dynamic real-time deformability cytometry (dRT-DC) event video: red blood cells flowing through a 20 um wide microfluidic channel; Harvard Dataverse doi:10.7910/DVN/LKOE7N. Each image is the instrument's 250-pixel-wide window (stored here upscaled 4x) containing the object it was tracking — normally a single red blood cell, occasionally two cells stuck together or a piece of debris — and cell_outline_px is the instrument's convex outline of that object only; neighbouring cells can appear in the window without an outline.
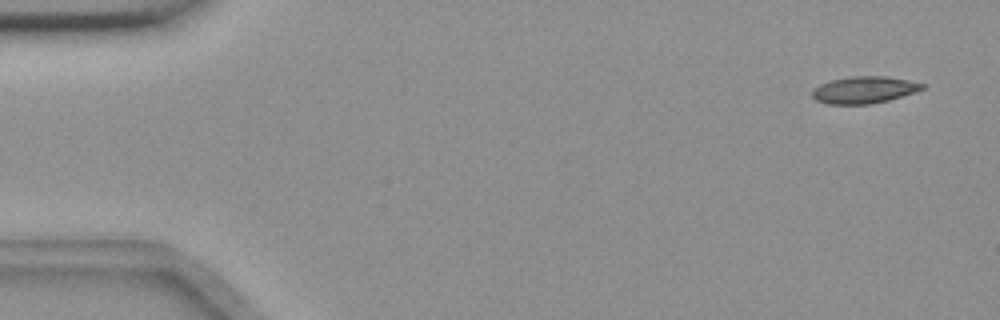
{"species": "common noctule bat (a hibernating species)", "species_latin": "Nyctalus noctula", "temperature_condition": "room temperature", "stored_images_in_passage": 54, "camera_frame_rate_fps": 3000, "um_per_image_px": 0.085, "animal": {"sex": "female", "body_mass_g": 18.4}, "frame": {"image": 1, "passage_image": 1, "time_ms": 0.0, "image_size_px": [1000, 320], "cell_outline_px": [[924, 88], [916, 92], [888, 100], [872, 104], [828, 104], [816, 100], [812, 96], [812, 92], [820, 84], [832, 80], [852, 76], [884, 76], [908, 80], [924, 84]], "centroid_in_image_um": [73.46, 7.64], "position_along_channel_um": 11.5, "area_um2": 17.11}}
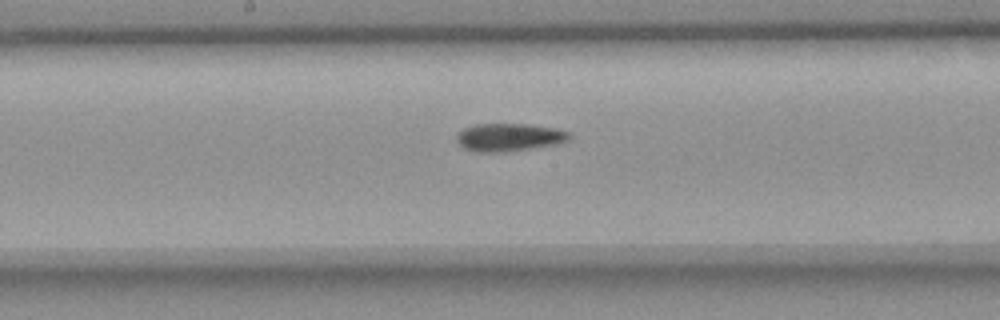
{"frame": {"image": 2, "passage_image": 27, "time_ms": 8.667, "image_size_px": [1000, 320], "cell_outline_px": [[572, 136], [568, 140], [552, 144], [504, 152], [476, 152], [464, 148], [456, 144], [456, 136], [464, 128], [476, 124], [528, 124], [556, 128], [572, 132]], "centroid_in_image_um": [43.25, 11.66], "position_along_channel_um": 205.0, "area_um2": 18.26}}
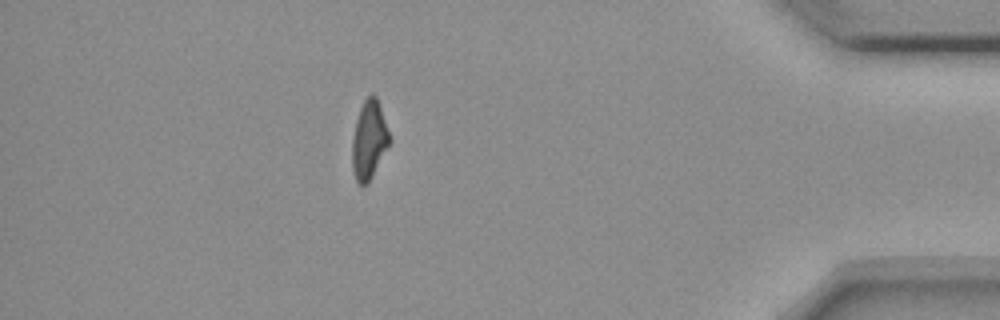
{"frame": {"image": 3, "passage_image": 47, "time_ms": 15.333, "image_size_px": [1000, 320], "cell_outline_px": [[392, 140], [368, 184], [360, 184], [356, 180], [352, 172], [352, 140], [356, 120], [360, 108], [364, 100], [372, 92], [376, 96]], "centroid_in_image_um": [31.37, 11.91], "position_along_channel_um": 403.8, "area_um2": 17.11}}